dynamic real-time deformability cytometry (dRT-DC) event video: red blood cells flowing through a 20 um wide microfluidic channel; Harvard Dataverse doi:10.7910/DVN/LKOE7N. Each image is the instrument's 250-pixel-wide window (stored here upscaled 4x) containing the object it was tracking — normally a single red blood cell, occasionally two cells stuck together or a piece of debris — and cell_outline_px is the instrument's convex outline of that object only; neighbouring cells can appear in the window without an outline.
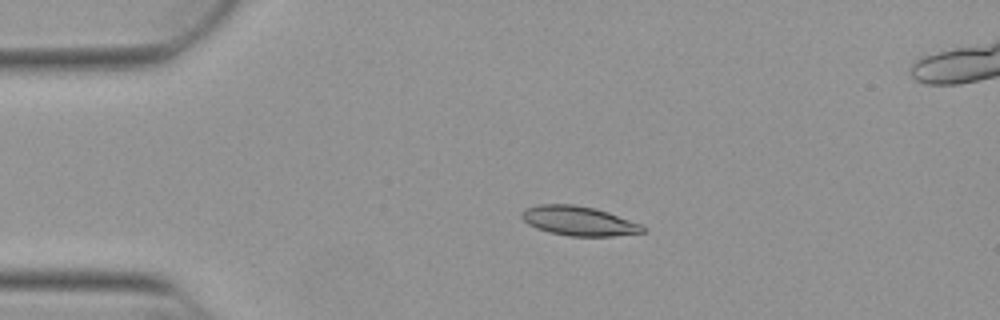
{"species": "Egyptian fruit bat (a non-hibernating species)", "species_latin": "Rousettus aegyptiacus", "temperature_condition": "warm", "stored_images_in_passage": 43, "camera_frame_rate_fps": 3000, "um_per_image_px": 0.085, "animal": {"sex": "female"}, "frame": {"image": 1, "passage_image": 1, "time_ms": 0.0, "image_size_px": [1000, 320], "cell_outline_px": [[644, 232], [612, 236], [568, 236], [548, 232], [536, 228], [528, 224], [520, 216], [520, 212], [524, 208], [540, 204], [572, 204], [596, 208], [608, 212], [640, 224], [644, 228]], "centroid_in_image_um": [49.13, 18.77], "position_along_channel_um": 35.9, "area_um2": 20.75}}
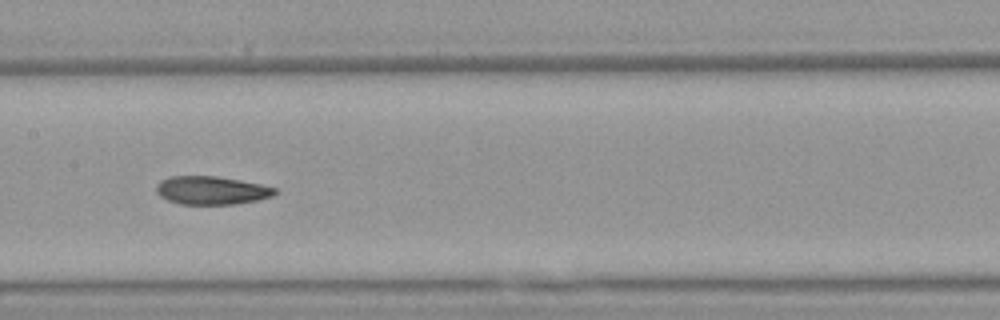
{"frame": {"image": 2, "passage_image": 16, "time_ms": 5.0, "image_size_px": [1000, 320], "cell_outline_px": [[280, 192], [272, 196], [256, 200], [236, 204], [180, 204], [168, 200], [160, 196], [156, 192], [156, 184], [160, 180], [168, 176], [216, 176], [240, 180], [260, 184], [276, 188]], "centroid_in_image_um": [17.97, 16.17], "position_along_channel_um": 189.4, "area_um2": 19.65}}
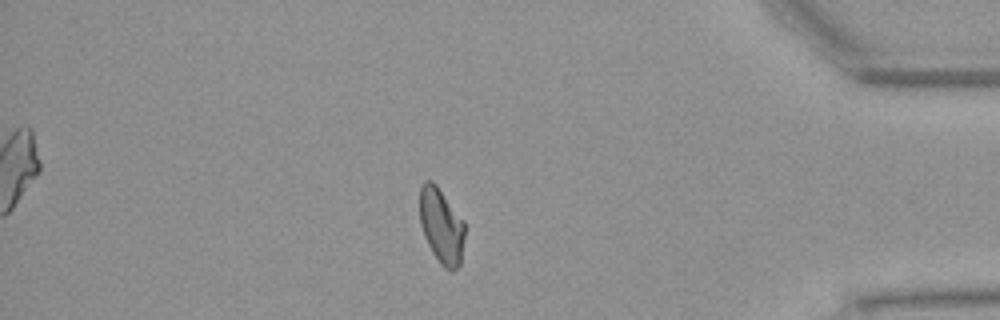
{"frame": {"image": 3, "passage_image": 35, "time_ms": 11.333, "image_size_px": [1000, 320], "cell_outline_px": [[464, 236], [460, 264], [452, 272], [444, 268], [440, 264], [432, 252], [424, 236], [420, 224], [420, 188], [424, 180], [432, 180], [436, 184], [464, 220]], "centroid_in_image_um": [37.51, 19.19], "position_along_channel_um": 397.7, "area_um2": 19.83}, "authors_computed_cell_mechanics": {"area_um2": 20.0566, "velocity_mm_per_s": 3.8561, "shape_relaxation_time_tau1_ms": 5.5082, "shape_relaxation_time_tau2_ms": 2.5578, "deformation_change_tau1": 0.1733, "deformation_change_tau2": 0.0837}}